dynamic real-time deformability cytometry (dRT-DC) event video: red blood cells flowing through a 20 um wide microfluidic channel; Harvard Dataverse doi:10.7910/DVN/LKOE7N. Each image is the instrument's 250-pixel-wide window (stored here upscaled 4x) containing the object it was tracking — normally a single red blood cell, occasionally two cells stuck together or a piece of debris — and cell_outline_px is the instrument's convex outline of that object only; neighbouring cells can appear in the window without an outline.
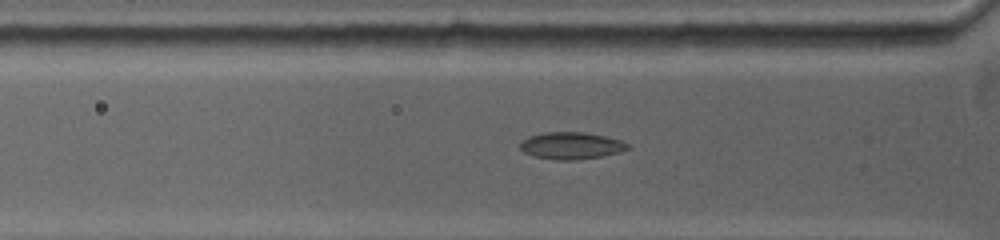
{"species": "common noctule bat (a hibernating species)", "species_latin": "Nyctalus noctula", "temperature_condition": "warm", "stored_images_in_passage": 26, "camera_frame_rate_fps": 5000, "um_per_image_px": 0.085, "animal": {"sex": "female", "body_mass_g": 19.0, "forearm_length_mm": 53.3}, "frame": {"image": 1, "passage_image": 5, "time_ms": 2.0, "image_size_px": [1000, 240], "cell_outline_px": [[632, 148], [620, 152], [600, 156], [576, 160], [556, 160], [532, 156], [524, 152], [520, 148], [520, 144], [528, 136], [544, 132], [584, 132], [604, 136], [620, 140], [628, 144]], "centroid_in_image_um": [48.55, 12.38], "position_along_channel_um": 77.3, "area_um2": 16.94}}
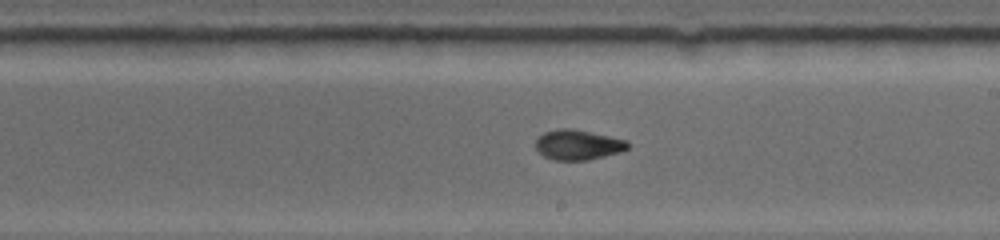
{"frame": {"image": 2, "passage_image": 15, "time_ms": 6.2, "image_size_px": [1000, 240], "cell_outline_px": [[632, 144], [628, 148], [620, 152], [588, 160], [556, 160], [544, 156], [536, 148], [536, 140], [544, 132], [560, 128], [572, 128], [628, 140]], "centroid_in_image_um": [49.17, 12.3], "position_along_channel_um": 239.8, "area_um2": 16.13}}
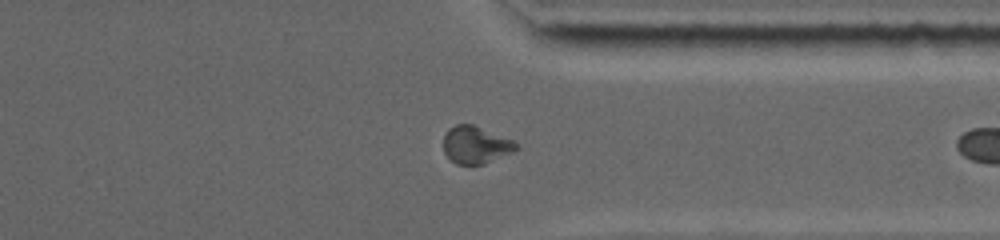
{"frame": {"image": 3, "passage_image": 24, "time_ms": 9.6, "image_size_px": [1000, 240], "cell_outline_px": [[520, 148], [512, 152], [484, 164], [456, 164], [444, 152], [444, 136], [448, 128], [456, 124], [472, 124], [512, 140], [520, 144]], "centroid_in_image_um": [40.44, 12.31], "position_along_channel_um": 371.0, "area_um2": 15.72}}